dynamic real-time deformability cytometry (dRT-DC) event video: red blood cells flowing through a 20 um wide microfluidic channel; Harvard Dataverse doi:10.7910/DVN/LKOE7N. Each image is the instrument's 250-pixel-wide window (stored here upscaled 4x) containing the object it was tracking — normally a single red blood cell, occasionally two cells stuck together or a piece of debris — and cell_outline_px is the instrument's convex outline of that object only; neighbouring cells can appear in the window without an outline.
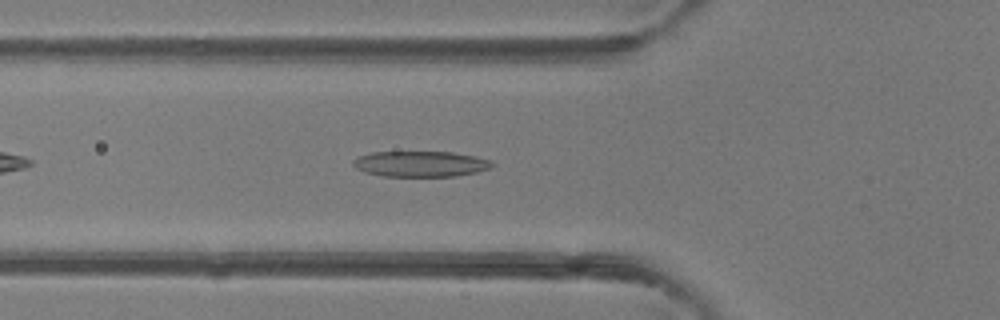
{"species": "common noctule bat (a hibernating species)", "species_latin": "Nyctalus noctula", "temperature_condition": "room temperature", "stored_images_in_passage": 38, "camera_frame_rate_fps": 3000, "um_per_image_px": 0.085, "animal": {"sex": "female"}, "frame": {"image": 1, "passage_image": 7, "time_ms": 2.0, "image_size_px": [1000, 320], "cell_outline_px": [[496, 164], [492, 168], [476, 172], [456, 176], [380, 176], [364, 172], [356, 168], [352, 164], [352, 160], [360, 156], [372, 152], [452, 152], [476, 156], [492, 160]], "centroid_in_image_um": [35.78, 13.93], "position_along_channel_um": 90.0, "area_um2": 20.98}}
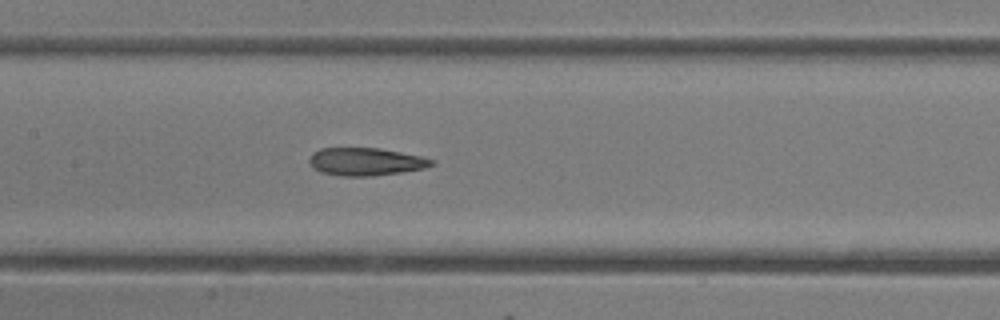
{"frame": {"image": 2, "passage_image": 13, "time_ms": 4.0, "image_size_px": [1000, 320], "cell_outline_px": [[436, 164], [424, 168], [400, 172], [372, 176], [340, 176], [320, 172], [312, 168], [308, 160], [312, 152], [320, 148], [380, 148], [420, 156], [436, 160]], "centroid_in_image_um": [31.06, 13.74], "position_along_channel_um": 176.3, "area_um2": 19.94}}
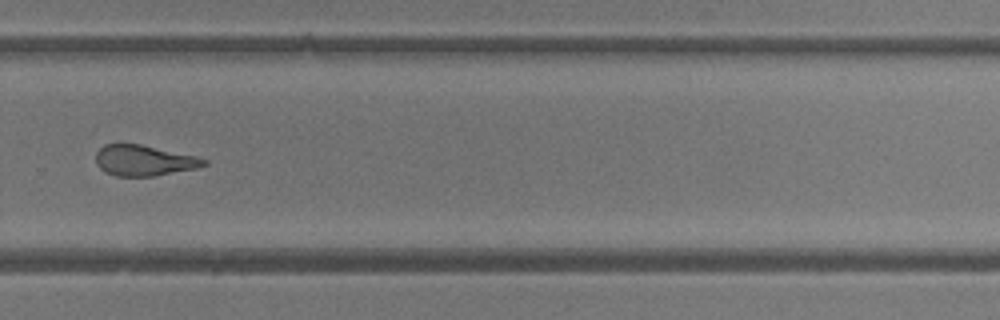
{"frame": {"image": 3, "passage_image": 23, "time_ms": 7.333, "image_size_px": [1000, 320], "cell_outline_px": [[208, 164], [196, 168], [152, 176], [116, 176], [100, 168], [96, 164], [96, 152], [104, 144], [140, 144], [196, 156], [208, 160]], "centroid_in_image_um": [12.24, 13.63], "position_along_channel_um": 317.6, "area_um2": 19.13}, "authors_computed_cell_mechanics": {"area_um2": 20.8658, "velocity_mm_per_s": 4.2606, "shape_relaxation_time_tau1_ms": 4.0226, "shape_relaxation_time_tau2_ms": 2.2251, "deformation_change_tau1": 0.1738, "deformation_change_tau2": 0.1284}}